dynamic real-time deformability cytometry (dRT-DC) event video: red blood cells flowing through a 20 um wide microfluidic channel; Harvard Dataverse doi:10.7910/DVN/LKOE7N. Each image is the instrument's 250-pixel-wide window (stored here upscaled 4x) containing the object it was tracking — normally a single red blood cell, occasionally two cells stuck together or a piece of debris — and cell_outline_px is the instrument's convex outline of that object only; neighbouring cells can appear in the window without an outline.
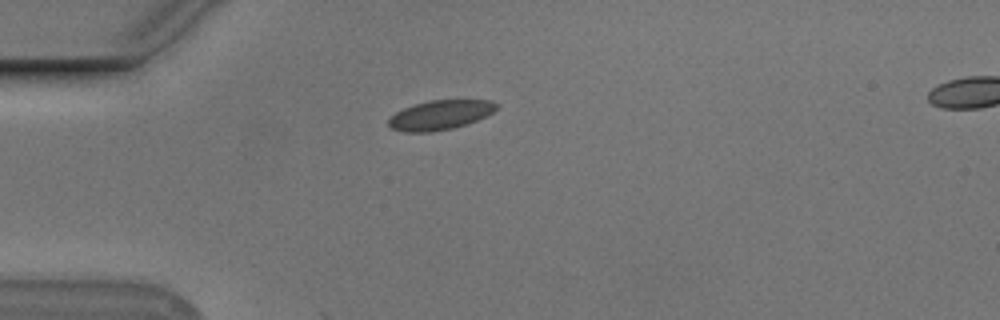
{"species": "Egyptian fruit bat (a non-hibernating species)", "species_latin": "Rousettus aegyptiacus", "temperature_condition": "cold", "stored_images_in_passage": 13, "camera_frame_rate_fps": 3000, "um_per_image_px": 0.085, "animal": {"sex": "male"}, "frame": {"image": 1, "passage_image": 1, "time_ms": 0.0, "image_size_px": [1000, 320], "cell_outline_px": [[496, 108], [492, 112], [476, 120], [452, 128], [428, 132], [404, 132], [392, 128], [388, 124], [388, 120], [396, 112], [404, 108], [428, 100], [492, 100], [496, 104]], "centroid_in_image_um": [37.38, 9.77], "position_along_channel_um": 47.6, "area_um2": 18.15}}
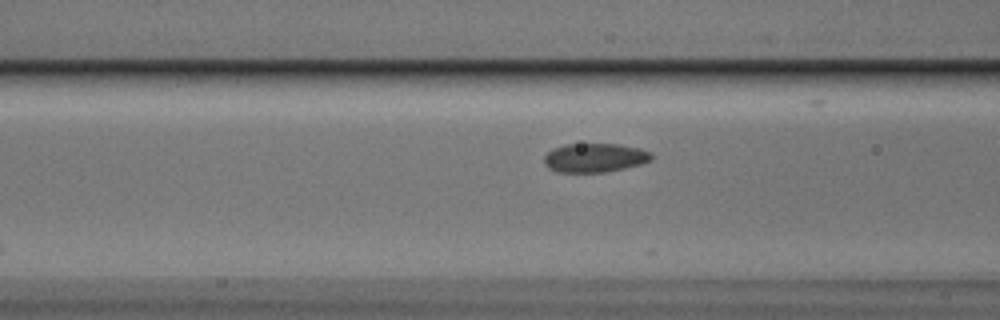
{"frame": {"image": 2, "passage_image": 8, "time_ms": 2.333, "image_size_px": [1000, 320], "cell_outline_px": [[652, 160], [640, 164], [624, 168], [604, 172], [556, 172], [548, 168], [544, 164], [544, 156], [552, 148], [564, 144], [620, 144], [640, 148], [652, 152]], "centroid_in_image_um": [50.54, 13.4], "position_along_channel_um": 116.1, "area_um2": 18.26}}
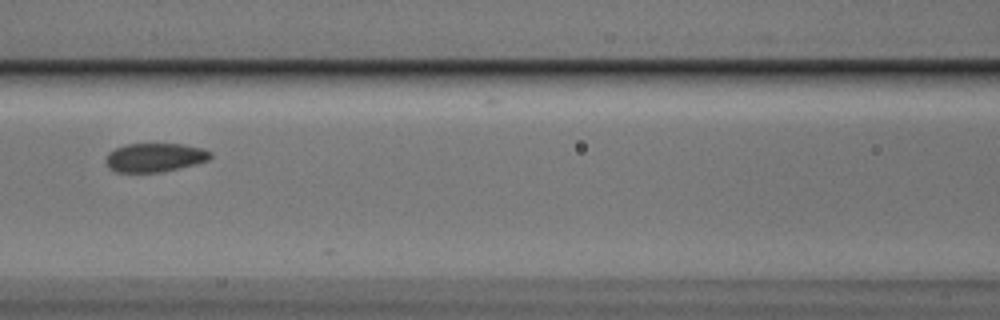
{"frame": {"image": 3, "passage_image": 11, "time_ms": 3.333, "image_size_px": [1000, 320], "cell_outline_px": [[212, 156], [208, 160], [160, 172], [116, 172], [108, 168], [108, 152], [116, 148], [128, 144], [184, 144], [204, 148], [212, 152]], "centroid_in_image_um": [13.18, 13.37], "position_along_channel_um": 153.4, "area_um2": 17.28}}